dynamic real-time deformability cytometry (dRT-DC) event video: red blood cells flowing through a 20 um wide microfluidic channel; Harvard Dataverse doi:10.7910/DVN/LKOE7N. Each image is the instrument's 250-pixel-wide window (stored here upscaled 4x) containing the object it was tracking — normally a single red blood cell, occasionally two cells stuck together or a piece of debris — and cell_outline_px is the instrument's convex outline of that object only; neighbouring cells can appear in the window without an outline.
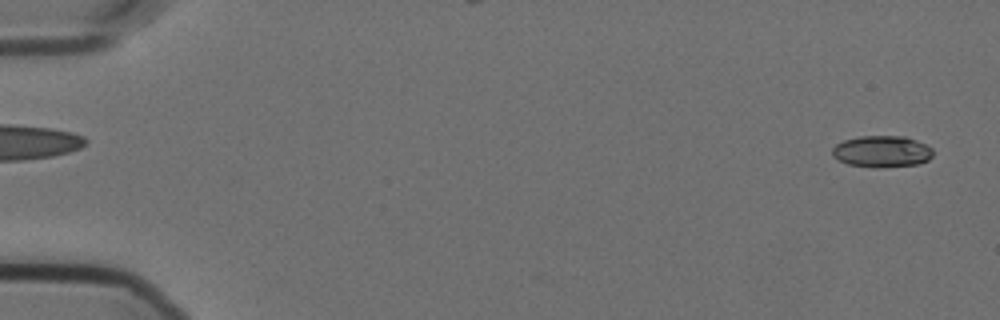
{"species": "Egyptian fruit bat (a non-hibernating species)", "species_latin": "Rousettus aegyptiacus", "temperature_condition": "cold", "stored_images_in_passage": 17, "camera_frame_rate_fps": 3000, "um_per_image_px": 0.085, "animal": {"sex": "female"}, "frame": {"image": 1, "passage_image": 2, "time_ms": 0.333, "image_size_px": [1000, 320], "cell_outline_px": [[932, 156], [928, 160], [916, 164], [876, 168], [848, 164], [832, 156], [832, 148], [836, 144], [844, 140], [860, 136], [904, 136], [916, 140], [932, 148]], "centroid_in_image_um": [74.94, 12.87], "position_along_channel_um": 10.1, "area_um2": 18.44}}
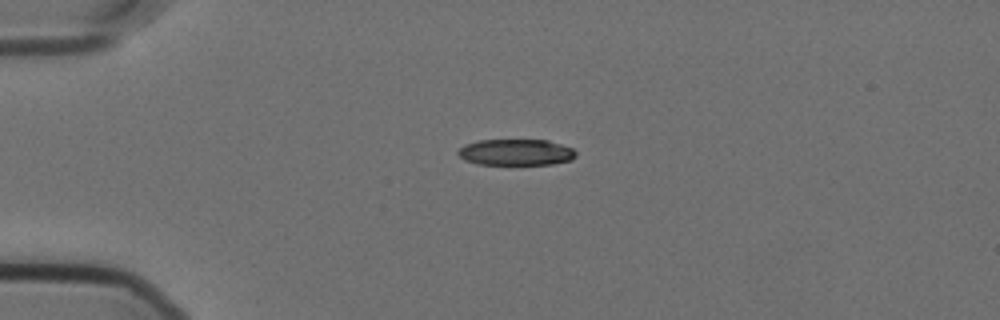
{"frame": {"image": 2, "passage_image": 14, "time_ms": 4.333, "image_size_px": [1000, 320], "cell_outline_px": [[576, 156], [572, 160], [552, 164], [476, 164], [464, 160], [456, 152], [464, 144], [480, 140], [548, 140], [572, 148], [576, 152]], "centroid_in_image_um": [43.85, 12.94], "position_along_channel_um": 41.2, "area_um2": 18.03}}